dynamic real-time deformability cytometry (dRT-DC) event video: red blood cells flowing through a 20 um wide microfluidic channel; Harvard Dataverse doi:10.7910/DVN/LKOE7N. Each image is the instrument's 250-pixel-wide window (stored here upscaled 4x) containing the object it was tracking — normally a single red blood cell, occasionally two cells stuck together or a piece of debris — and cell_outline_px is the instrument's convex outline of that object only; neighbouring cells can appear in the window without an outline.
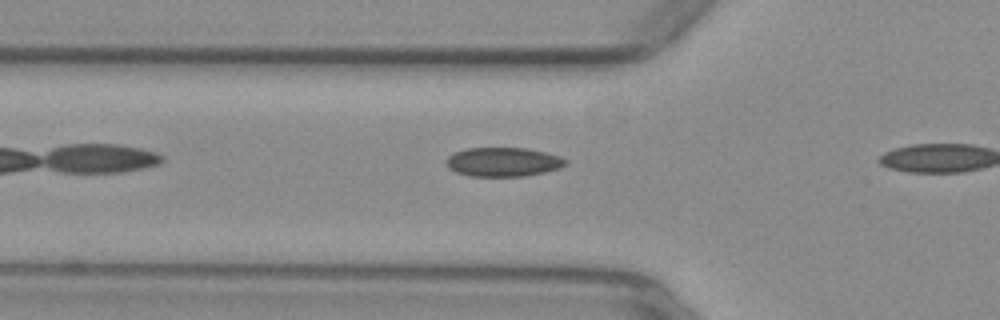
{"species": "common noctule bat (a hibernating species)", "species_latin": "Nyctalus noctula", "temperature_condition": "warm", "stored_images_in_passage": 5, "camera_frame_rate_fps": 3000, "um_per_image_px": 0.085, "animal": {"sex": "female", "body_mass_g": 29.2, "forearm_length_mm": 56.3}, "frame": {"image": 1, "passage_image": 4, "time_ms": 1.0, "image_size_px": [1000, 320], "cell_outline_px": [[568, 164], [560, 168], [544, 172], [524, 176], [472, 176], [456, 172], [448, 168], [448, 156], [464, 148], [528, 148], [548, 152], [560, 156], [568, 160]], "centroid_in_image_um": [42.83, 13.76], "position_along_channel_um": 83.0, "area_um2": 20.29}}